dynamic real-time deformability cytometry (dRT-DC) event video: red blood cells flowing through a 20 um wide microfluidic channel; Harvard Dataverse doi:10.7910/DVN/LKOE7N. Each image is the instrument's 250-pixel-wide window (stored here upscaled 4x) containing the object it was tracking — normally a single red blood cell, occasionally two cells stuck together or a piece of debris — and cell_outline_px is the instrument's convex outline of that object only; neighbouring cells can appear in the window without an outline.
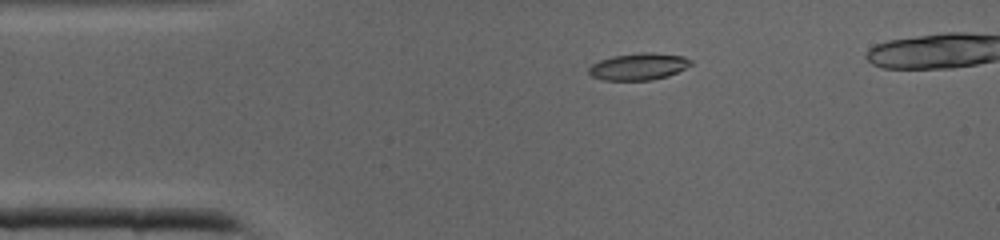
{"species": "common noctule bat (a hibernating species)", "species_latin": "Nyctalus noctula", "temperature_condition": "cold", "stored_images_in_passage": 30, "camera_frame_rate_fps": 3000, "um_per_image_px": 0.085, "animal": {"sex": "male", "body_mass_g": 19.0, "forearm_length_mm": 50.8}, "frame": {"image": 1, "passage_image": 1, "time_ms": 0.0, "image_size_px": [1000, 240], "cell_outline_px": [[684, 60], [680, 68], [664, 76], [644, 80], [612, 80], [600, 76], [592, 72], [592, 68], [596, 64], [604, 60], [620, 56], [676, 56]], "centroid_in_image_um": [54.16, 5.73], "position_along_channel_um": 30.8, "area_um2": 12.77}}
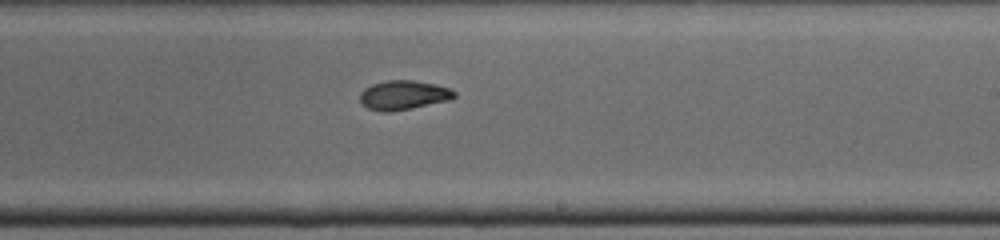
{"frame": {"image": 2, "passage_image": 17, "time_ms": 5.333, "image_size_px": [1000, 240], "cell_outline_px": [[452, 96], [404, 108], [372, 108], [364, 104], [364, 92], [368, 88], [376, 84], [428, 84], [444, 88], [452, 92]], "centroid_in_image_um": [34.24, 8.09], "position_along_channel_um": 254.8, "area_um2": 12.2}}
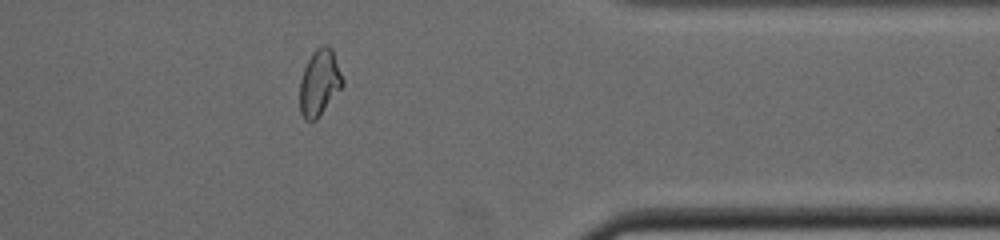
{"frame": {"image": 3, "passage_image": 26, "time_ms": 8.333, "image_size_px": [1000, 240], "cell_outline_px": [[340, 84], [320, 112], [316, 116], [304, 112], [300, 104], [300, 88], [304, 72], [312, 56], [332, 56], [340, 76]], "centroid_in_image_um": [27.08, 7.14], "position_along_channel_um": 384.3, "area_um2": 12.54}}